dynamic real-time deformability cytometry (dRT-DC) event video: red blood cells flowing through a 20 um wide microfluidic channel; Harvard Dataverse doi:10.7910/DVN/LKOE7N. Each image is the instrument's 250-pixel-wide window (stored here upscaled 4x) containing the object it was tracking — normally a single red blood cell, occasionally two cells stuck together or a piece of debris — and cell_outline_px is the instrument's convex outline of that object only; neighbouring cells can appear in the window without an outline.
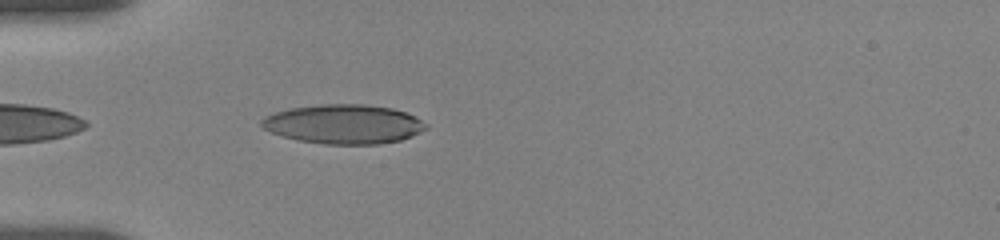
{"species": "human", "species_latin": "Homo sapiens", "temperature_condition": "room temperature", "stored_images_in_passage": 41, "camera_frame_rate_fps": 3000, "um_per_image_px": 0.085, "donor": {"sex": "female"}, "frame": {"image": 1, "passage_image": 2, "time_ms": 0.333, "image_size_px": [1000, 240], "cell_outline_px": [[428, 128], [412, 136], [400, 140], [380, 144], [324, 144], [296, 140], [272, 132], [264, 128], [260, 124], [260, 120], [264, 116], [288, 108], [320, 104], [364, 104], [392, 108], [404, 112], [428, 124]], "centroid_in_image_um": [29.2, 10.55], "position_along_channel_um": 55.8, "area_um2": 37.63}}
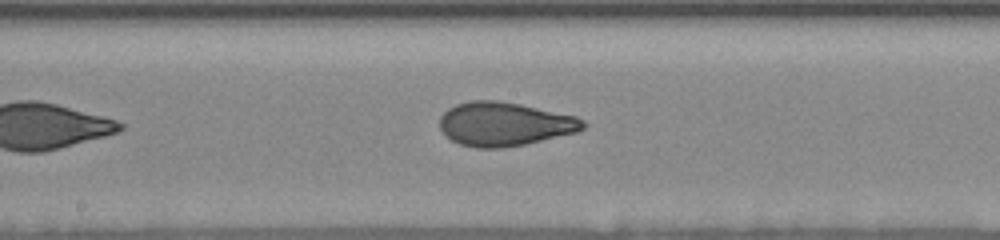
{"frame": {"image": 2, "passage_image": 16, "time_ms": 4.667, "image_size_px": [1000, 240], "cell_outline_px": [[588, 124], [584, 128], [576, 132], [524, 144], [504, 148], [476, 148], [460, 144], [444, 136], [440, 128], [440, 116], [448, 108], [456, 104], [468, 100], [496, 100], [520, 104], [576, 116], [584, 120]], "centroid_in_image_um": [42.85, 10.54], "position_along_channel_um": 205.3, "area_um2": 36.7}}
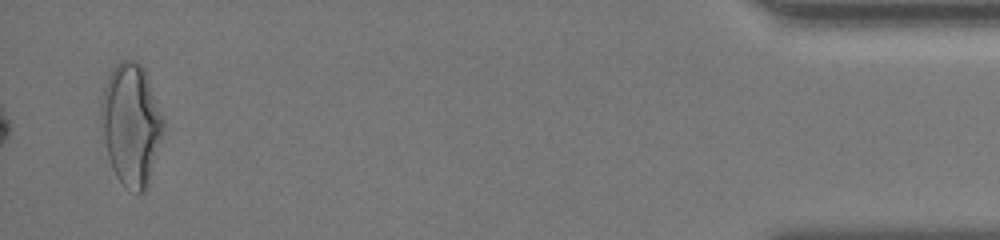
{"frame": {"image": 3, "passage_image": 40, "time_ms": 12.667, "image_size_px": [1000, 240], "cell_outline_px": [[164, 128], [148, 188], [140, 192], [136, 192], [124, 184], [116, 176], [112, 168], [108, 156], [104, 136], [100, 112], [100, 104], [104, 88], [108, 76], [116, 64], [120, 60], [136, 60], [144, 68], [164, 120]], "centroid_in_image_um": [11.16, 10.56], "position_along_channel_um": 424.0, "area_um2": 43.75}, "authors_computed_cell_mechanics": {"area_um2": 36.8764, "velocity_mm_per_s": 3.65, "shape_relaxation_time_tau1_ms": 6.899, "shape_relaxation_time_tau2_ms": 0.9698, "deformation_change_tau1": 0.2258, "deformation_change_tau2": 0.0735}}